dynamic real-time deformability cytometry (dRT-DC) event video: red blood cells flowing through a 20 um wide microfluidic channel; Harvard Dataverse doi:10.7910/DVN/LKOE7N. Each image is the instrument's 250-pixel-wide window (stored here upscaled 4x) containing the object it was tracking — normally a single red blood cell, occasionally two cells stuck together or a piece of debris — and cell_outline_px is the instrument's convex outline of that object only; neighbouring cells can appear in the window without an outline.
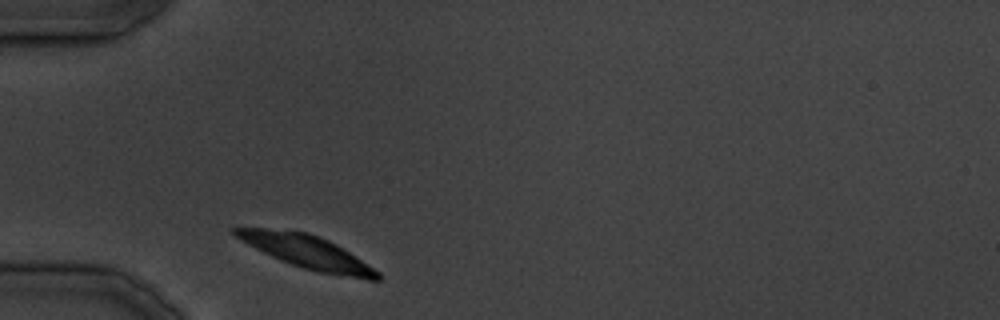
{"species": "common noctule bat (a hibernating species)", "species_latin": "Nyctalus noctula", "temperature_condition": "cold", "stored_images_in_passage": 22, "camera_frame_rate_fps": 3000, "um_per_image_px": 0.085, "animal": {"sex": "male", "body_mass_g": 19.5, "forearm_length_mm": 54.6}, "frame": {"image": 1, "passage_image": 1, "time_ms": 0.0, "image_size_px": [1000, 320], "cell_outline_px": [[380, 280], [368, 280], [320, 272], [304, 268], [280, 260], [240, 240], [232, 232], [232, 228], [268, 228], [308, 232], [320, 236], [336, 244], [356, 256], [380, 272]], "centroid_in_image_um": [26.13, 21.41], "position_along_channel_um": 58.9, "area_um2": 27.17}}
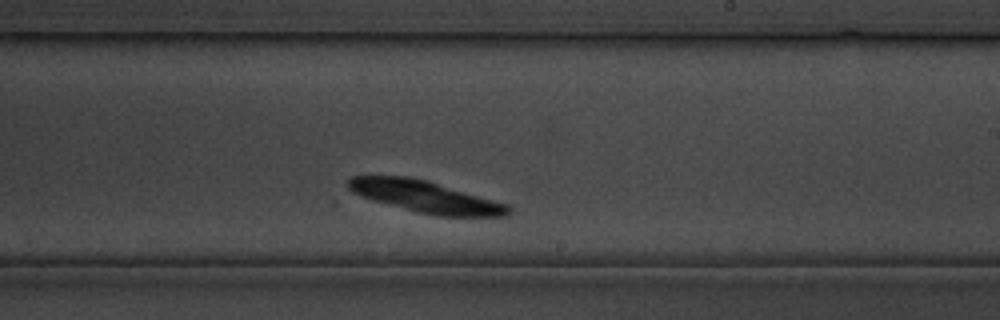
{"frame": {"image": 2, "passage_image": 13, "time_ms": 14.667, "image_size_px": [1000, 320], "cell_outline_px": [[512, 208], [508, 216], [436, 216], [416, 212], [372, 200], [352, 192], [348, 188], [348, 180], [352, 176], [408, 176], [428, 180], [508, 204]], "centroid_in_image_um": [36.19, 16.72], "position_along_channel_um": 252.8, "area_um2": 29.71}}